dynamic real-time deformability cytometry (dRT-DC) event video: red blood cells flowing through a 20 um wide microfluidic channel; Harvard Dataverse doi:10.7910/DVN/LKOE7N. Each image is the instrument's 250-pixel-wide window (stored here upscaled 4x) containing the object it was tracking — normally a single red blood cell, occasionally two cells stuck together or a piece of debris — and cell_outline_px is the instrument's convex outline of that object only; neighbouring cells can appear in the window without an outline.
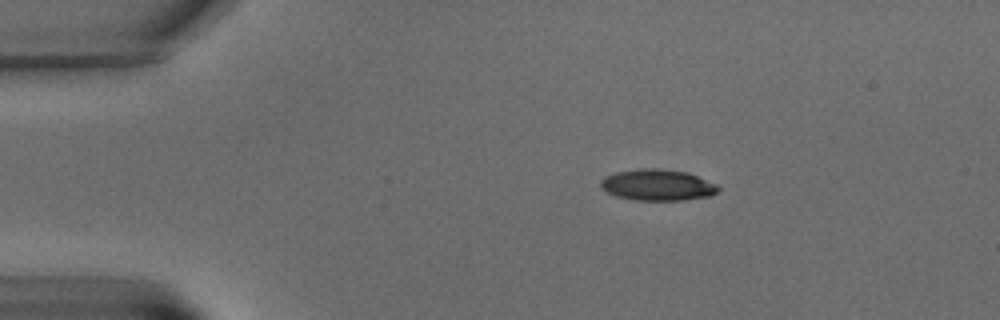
{"species": "common noctule bat (a hibernating species)", "species_latin": "Nyctalus noctula", "temperature_condition": "warm", "stored_images_in_passage": 6, "camera_frame_rate_fps": 3000, "um_per_image_px": 0.085, "animal": {"sex": "male", "body_mass_g": 15.6}, "frame": {"image": 1, "passage_image": 1, "time_ms": 0.0, "image_size_px": [1000, 320], "cell_outline_px": [[720, 188], [712, 196], [684, 200], [636, 200], [616, 196], [600, 188], [600, 180], [604, 176], [616, 172], [640, 168], [660, 168], [688, 172], [716, 184]], "centroid_in_image_um": [55.88, 15.72], "position_along_channel_um": 29.1, "area_um2": 21.56}}
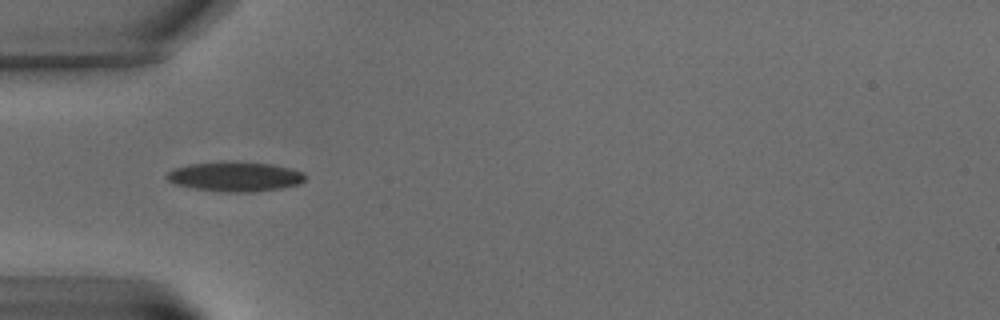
{"frame": {"image": 2, "passage_image": 4, "time_ms": 3.333, "image_size_px": [1000, 320], "cell_outline_px": [[308, 176], [300, 184], [280, 188], [252, 192], [224, 192], [196, 188], [176, 184], [168, 180], [164, 176], [172, 168], [188, 164], [220, 160], [236, 160], [272, 164], [292, 168], [304, 172]], "centroid_in_image_um": [20.0, 14.97], "position_along_channel_um": 65.0, "area_um2": 24.57}}
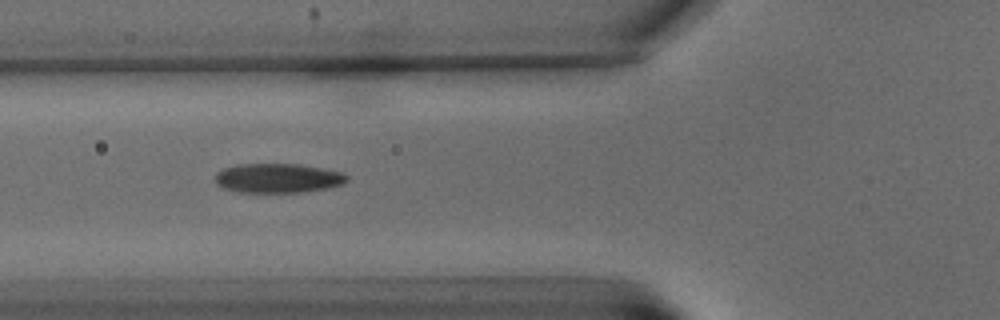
{"frame": {"image": 3, "passage_image": 5, "time_ms": 4.667, "image_size_px": [1000, 320], "cell_outline_px": [[348, 180], [344, 184], [324, 188], [300, 192], [240, 192], [224, 188], [216, 184], [216, 172], [224, 168], [236, 164], [300, 164], [340, 172], [348, 176]], "centroid_in_image_um": [23.59, 15.13], "position_along_channel_um": 102.2, "area_um2": 22.37}}